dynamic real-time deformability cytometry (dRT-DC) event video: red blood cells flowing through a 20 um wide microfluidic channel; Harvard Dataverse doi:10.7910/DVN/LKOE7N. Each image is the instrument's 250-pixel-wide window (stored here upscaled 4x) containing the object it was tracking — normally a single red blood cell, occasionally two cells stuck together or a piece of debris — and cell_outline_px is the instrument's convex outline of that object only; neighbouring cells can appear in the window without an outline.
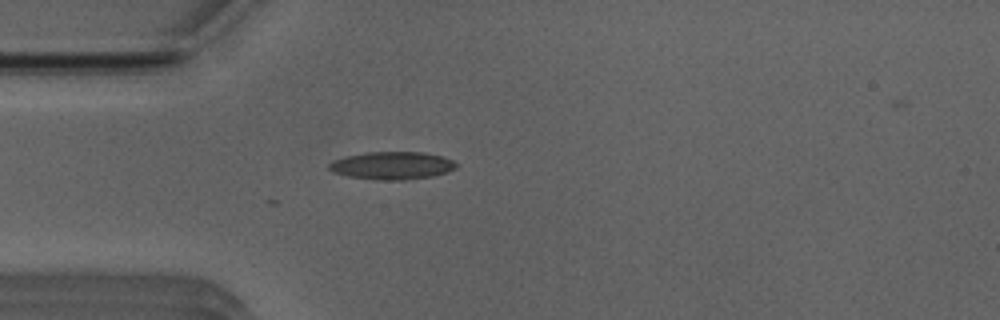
{"species": "Egyptian fruit bat (a non-hibernating species)", "species_latin": "Rousettus aegyptiacus", "temperature_condition": "room temperature", "stored_images_in_passage": 13, "camera_frame_rate_fps": 3000, "um_per_image_px": 0.085, "animal": {"sex": "male"}, "frame": {"image": 1, "passage_image": 13, "time_ms": 4.0, "image_size_px": [1000, 320], "cell_outline_px": [[456, 168], [448, 172], [432, 176], [404, 180], [380, 180], [348, 176], [336, 172], [328, 168], [328, 164], [332, 160], [348, 156], [368, 152], [424, 152], [444, 156], [452, 160], [456, 164]], "centroid_in_image_um": [33.36, 14.07], "position_along_channel_um": 51.6, "area_um2": 20.46}}